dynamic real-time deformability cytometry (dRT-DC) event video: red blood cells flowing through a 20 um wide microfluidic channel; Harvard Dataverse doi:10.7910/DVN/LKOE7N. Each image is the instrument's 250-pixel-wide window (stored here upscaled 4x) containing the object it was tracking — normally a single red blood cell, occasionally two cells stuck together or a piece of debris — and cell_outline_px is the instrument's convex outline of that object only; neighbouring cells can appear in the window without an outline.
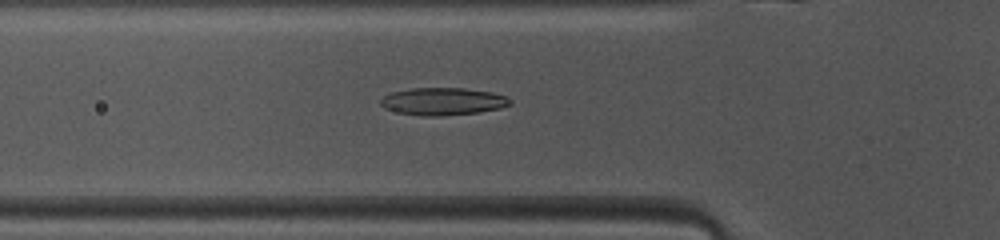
{"species": "common noctule bat (a hibernating species)", "species_latin": "Nyctalus noctula", "temperature_condition": "warm", "stored_images_in_passage": 45, "camera_frame_rate_fps": 3000, "um_per_image_px": 0.085, "animal": {"sex": "female", "body_mass_g": 10.0, "forearm_length_mm": 53.1}, "frame": {"image": 1, "passage_image": 13, "time_ms": 4.0, "image_size_px": [1000, 240], "cell_outline_px": [[512, 104], [500, 108], [480, 112], [440, 116], [424, 116], [400, 112], [384, 108], [380, 104], [380, 100], [384, 96], [392, 92], [412, 88], [464, 88], [492, 92], [504, 96], [512, 100]], "centroid_in_image_um": [37.67, 8.62], "position_along_channel_um": 88.1, "area_um2": 20.63}}
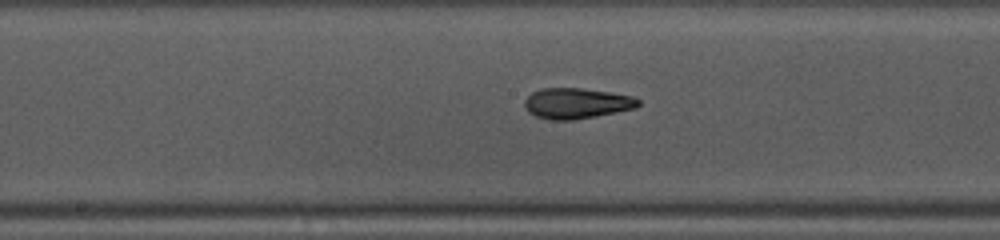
{"frame": {"image": 2, "passage_image": 21, "time_ms": 6.667, "image_size_px": [1000, 240], "cell_outline_px": [[640, 104], [636, 108], [596, 116], [572, 120], [552, 120], [536, 116], [528, 112], [524, 108], [524, 100], [532, 92], [540, 88], [580, 88], [608, 92], [632, 96], [640, 100]], "centroid_in_image_um": [48.98, 8.78], "position_along_channel_um": 199.2, "area_um2": 20.29}}
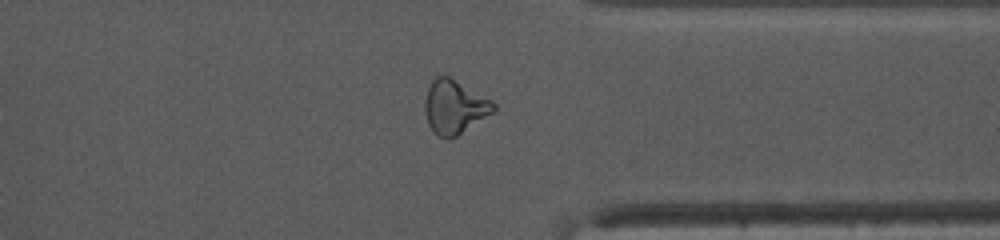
{"frame": {"image": 3, "passage_image": 34, "time_ms": 11.0, "image_size_px": [1000, 240], "cell_outline_px": [[496, 108], [492, 112], [456, 136], [448, 140], [440, 136], [428, 124], [424, 108], [424, 100], [428, 88], [432, 80], [436, 76], [448, 76], [492, 100], [496, 104]], "centroid_in_image_um": [38.61, 9.07], "position_along_channel_um": 372.8, "area_um2": 21.1}, "authors_computed_cell_mechanics": {"area_um2": 20.6346, "velocity_mm_per_s": 4.1215, "shape_relaxation_time_tau1_ms": 8.2701, "shape_relaxation_time_tau2_ms": 2.475, "deformation_change_tau1": 0.2013, "deformation_change_tau2": 0.1119}}